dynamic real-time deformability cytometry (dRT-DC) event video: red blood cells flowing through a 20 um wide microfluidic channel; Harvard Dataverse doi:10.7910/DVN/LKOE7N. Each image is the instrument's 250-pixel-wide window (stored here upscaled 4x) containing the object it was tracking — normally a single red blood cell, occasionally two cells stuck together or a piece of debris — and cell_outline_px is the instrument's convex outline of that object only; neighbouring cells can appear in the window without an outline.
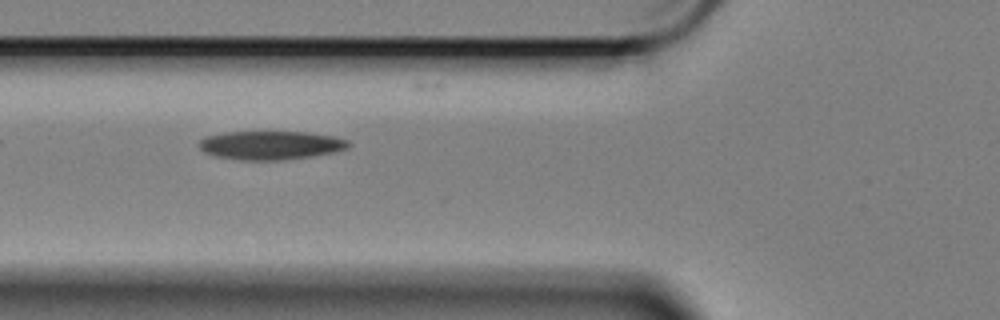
{"species": "Egyptian fruit bat (a non-hibernating species)", "species_latin": "Rousettus aegyptiacus", "temperature_condition": "cold", "stored_images_in_passage": 24, "camera_frame_rate_fps": 3000, "um_per_image_px": 0.085, "animal": {"sex": "female"}, "frame": {"image": 1, "passage_image": 3, "time_ms": 0.667, "image_size_px": [1000, 320], "cell_outline_px": [[352, 144], [348, 148], [332, 152], [312, 156], [284, 160], [240, 160], [216, 156], [204, 152], [196, 144], [200, 140], [208, 136], [228, 132], [308, 132], [332, 136], [348, 140]], "centroid_in_image_um": [23.01, 12.35], "position_along_channel_um": 102.8, "area_um2": 24.91}}
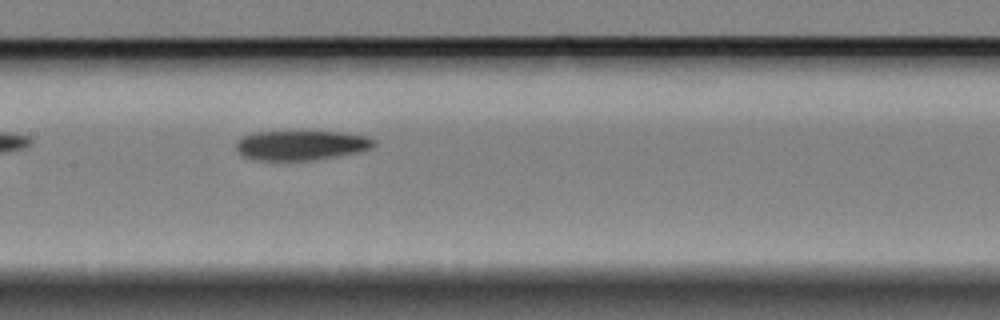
{"frame": {"image": 2, "passage_image": 10, "time_ms": 3.0, "image_size_px": [1000, 320], "cell_outline_px": [[376, 144], [372, 148], [360, 152], [316, 160], [284, 164], [256, 160], [244, 156], [236, 148], [236, 140], [252, 132], [340, 132], [368, 136], [376, 140]], "centroid_in_image_um": [25.59, 12.4], "position_along_channel_um": 181.8, "area_um2": 24.8}}
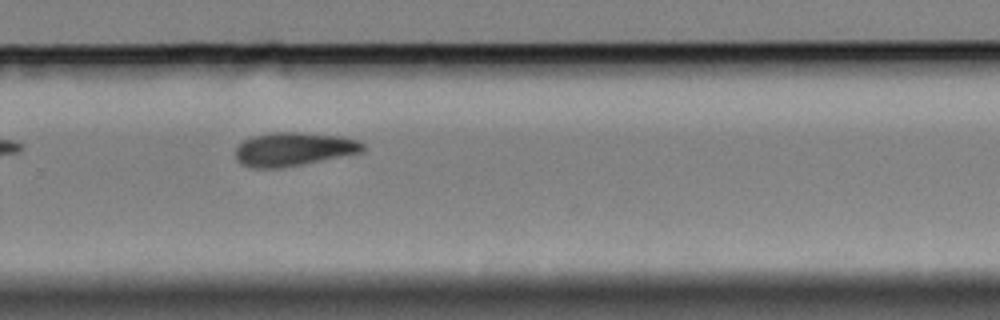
{"frame": {"image": 3, "passage_image": 21, "time_ms": 6.667, "image_size_px": [1000, 320], "cell_outline_px": [[364, 152], [280, 168], [252, 168], [240, 164], [236, 160], [236, 148], [244, 140], [252, 136], [276, 132], [300, 132], [340, 136], [356, 140], [364, 144]], "centroid_in_image_um": [24.94, 12.68], "position_along_channel_um": 304.9, "area_um2": 24.85}}